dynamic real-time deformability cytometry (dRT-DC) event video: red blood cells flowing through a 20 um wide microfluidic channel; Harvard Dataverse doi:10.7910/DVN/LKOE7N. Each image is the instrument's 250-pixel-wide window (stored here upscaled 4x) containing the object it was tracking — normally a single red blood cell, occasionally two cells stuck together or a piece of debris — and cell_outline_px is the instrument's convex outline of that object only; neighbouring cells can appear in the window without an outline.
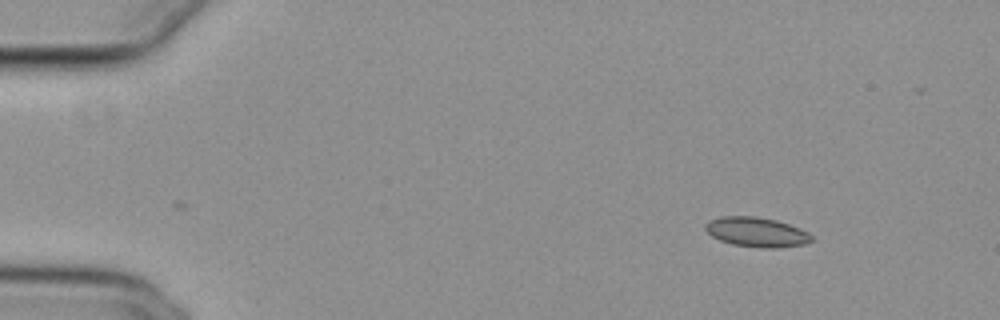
{"species": "common noctule bat (a hibernating species)", "species_latin": "Nyctalus noctula", "temperature_condition": "cold", "stored_images_in_passage": 49, "camera_frame_rate_fps": 3000, "um_per_image_px": 0.085, "animal": {"sex": "female", "body_mass_g": 29.2, "forearm_length_mm": 56.3}, "frame": {"image": 1, "passage_image": 1, "time_ms": 0.0, "image_size_px": [1000, 320], "cell_outline_px": [[812, 240], [804, 244], [776, 248], [764, 248], [732, 244], [720, 240], [712, 236], [704, 228], [704, 224], [708, 220], [720, 216], [756, 216], [776, 220], [800, 228], [808, 232], [812, 236]], "centroid_in_image_um": [64.28, 19.71], "position_along_channel_um": 20.7, "area_um2": 18.38}}
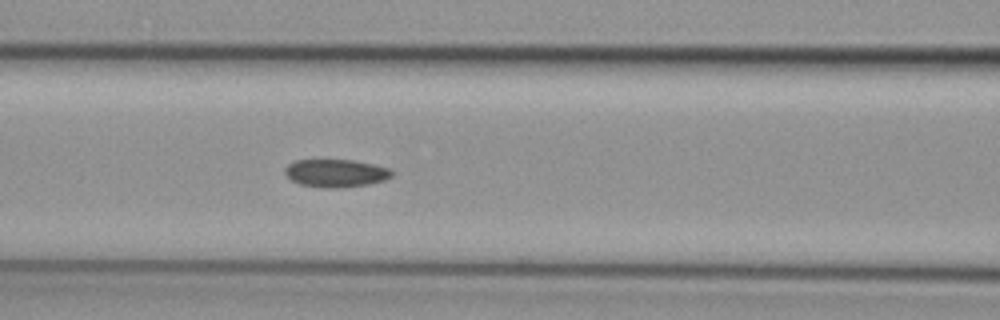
{"frame": {"image": 2, "passage_image": 18, "time_ms": 5.667, "image_size_px": [1000, 320], "cell_outline_px": [[392, 176], [384, 180], [368, 184], [336, 188], [324, 188], [300, 184], [292, 180], [284, 172], [284, 168], [288, 164], [296, 160], [356, 160], [388, 168], [392, 172]], "centroid_in_image_um": [28.52, 14.71], "position_along_channel_um": 138.1, "area_um2": 17.22}}
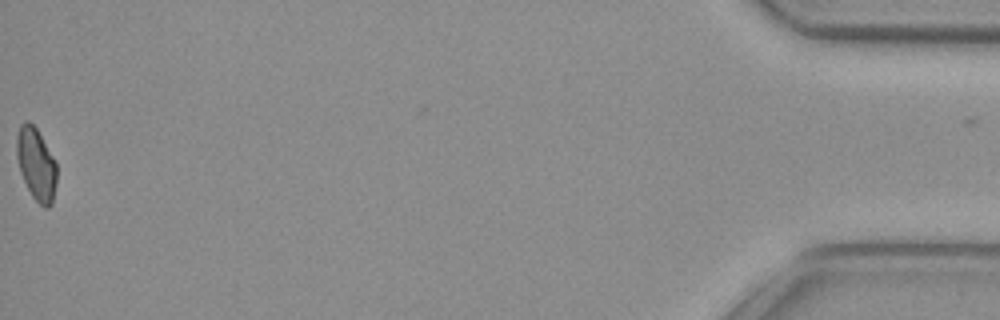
{"frame": {"image": 3, "passage_image": 49, "time_ms": 16.0, "image_size_px": [1000, 320], "cell_outline_px": [[56, 184], [52, 204], [48, 208], [44, 208], [32, 196], [20, 172], [16, 156], [16, 136], [20, 124], [28, 120], [36, 128], [52, 156], [56, 164]], "centroid_in_image_um": [3.06, 13.96], "position_along_channel_um": 432.1, "area_um2": 16.76}, "authors_computed_cell_mechanics": {"area_um2": 17.6868, "velocity_mm_per_s": 3.8161, "shape_relaxation_time_tau1_ms": null, "shape_relaxation_time_tau2_ms": 7.7732, "deformation_change_tau1": null, "deformation_change_tau2": 0.0941}}